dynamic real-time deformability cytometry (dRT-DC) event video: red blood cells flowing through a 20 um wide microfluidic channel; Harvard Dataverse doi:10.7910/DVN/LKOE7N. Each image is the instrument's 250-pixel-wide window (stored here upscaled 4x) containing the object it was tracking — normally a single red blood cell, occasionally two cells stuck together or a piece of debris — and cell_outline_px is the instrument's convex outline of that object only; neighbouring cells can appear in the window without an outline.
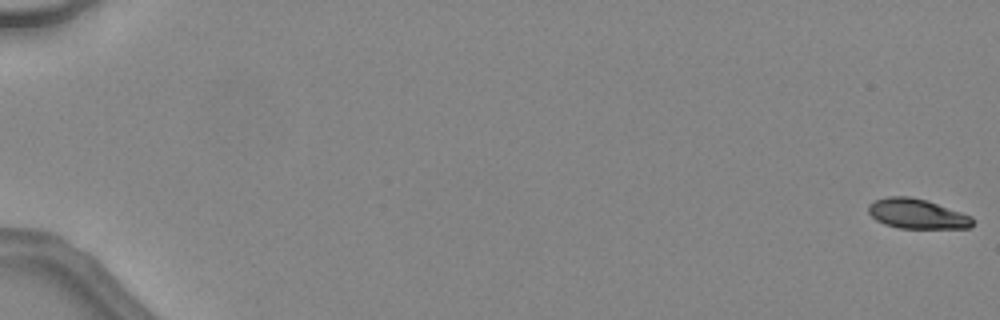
{"species": "common noctule bat (a hibernating species)", "species_latin": "Nyctalus noctula", "temperature_condition": "warm", "stored_images_in_passage": 18, "camera_frame_rate_fps": 3000, "um_per_image_px": 0.085, "animal": {"sex": "female", "body_mass_g": 24.6, "forearm_length_mm": 56.2}, "frame": {"image": 1, "passage_image": 1, "time_ms": 0.0, "image_size_px": [1000, 320], "cell_outline_px": [[972, 228], [900, 228], [884, 224], [876, 220], [868, 212], [868, 204], [876, 200], [888, 196], [908, 196], [928, 200], [972, 216]], "centroid_in_image_um": [77.94, 18.17], "position_along_channel_um": 7.1, "area_um2": 18.15}}
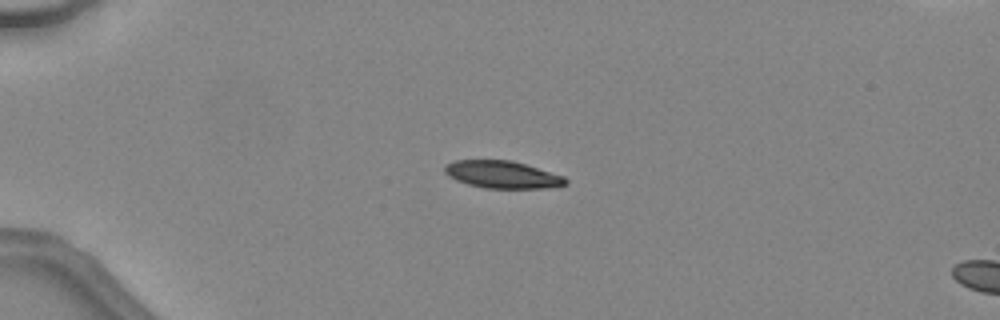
{"frame": {"image": 2, "passage_image": 14, "time_ms": 4.333, "image_size_px": [1000, 320], "cell_outline_px": [[568, 184], [548, 188], [484, 188], [468, 184], [456, 180], [448, 176], [444, 172], [444, 164], [456, 160], [512, 160], [564, 176], [568, 180]], "centroid_in_image_um": [42.69, 14.84], "position_along_channel_um": 42.3, "area_um2": 19.36}}